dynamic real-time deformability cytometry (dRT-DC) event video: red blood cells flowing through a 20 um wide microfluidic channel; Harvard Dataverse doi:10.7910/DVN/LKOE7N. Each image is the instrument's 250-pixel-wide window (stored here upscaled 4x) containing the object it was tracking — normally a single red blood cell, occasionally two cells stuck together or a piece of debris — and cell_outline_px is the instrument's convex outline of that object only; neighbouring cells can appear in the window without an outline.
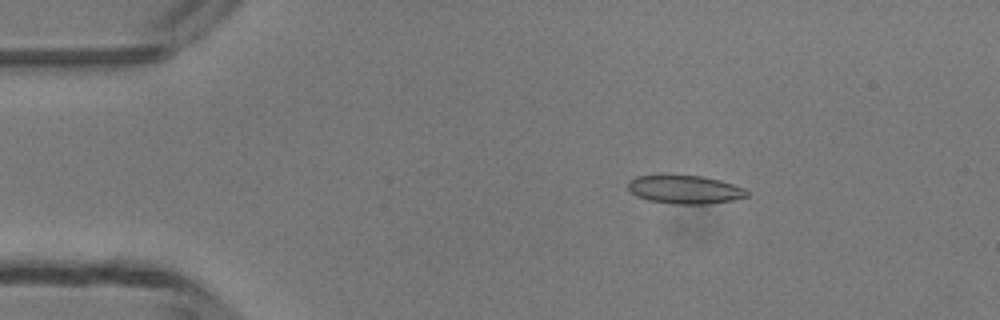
{"species": "common noctule bat (a hibernating species)", "species_latin": "Nyctalus noctula", "temperature_condition": "room temperature", "stored_images_in_passage": 42, "camera_frame_rate_fps": 3000, "um_per_image_px": 0.085, "animal": {"sex": "male", "body_mass_g": 13.3}, "frame": {"image": 1, "passage_image": 1, "time_ms": 0.0, "image_size_px": [1000, 320], "cell_outline_px": [[748, 196], [732, 200], [704, 204], [672, 204], [648, 200], [636, 196], [628, 192], [628, 180], [636, 176], [660, 172], [704, 176], [720, 180], [744, 188], [748, 192]], "centroid_in_image_um": [58.11, 16.06], "position_along_channel_um": 26.9, "area_um2": 20.58}}
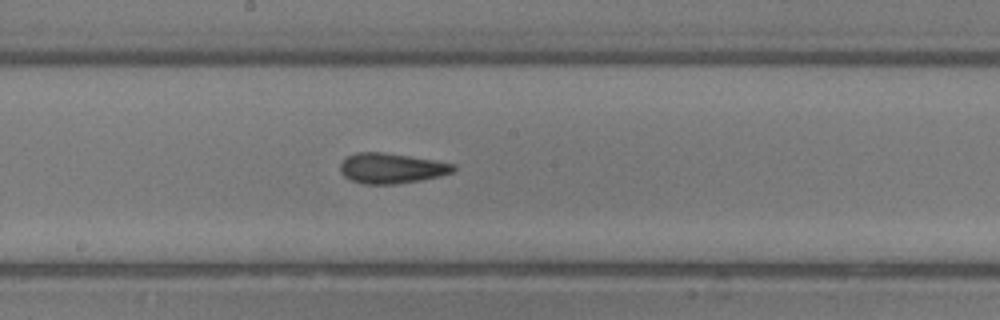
{"frame": {"image": 2, "passage_image": 19, "time_ms": 6.0, "image_size_px": [1000, 320], "cell_outline_px": [[456, 168], [452, 172], [440, 176], [420, 180], [396, 184], [364, 184], [352, 180], [344, 176], [340, 172], [340, 164], [348, 156], [356, 152], [380, 152], [408, 156], [456, 164]], "centroid_in_image_um": [33.26, 14.31], "position_along_channel_um": 214.9, "area_um2": 19.77}}
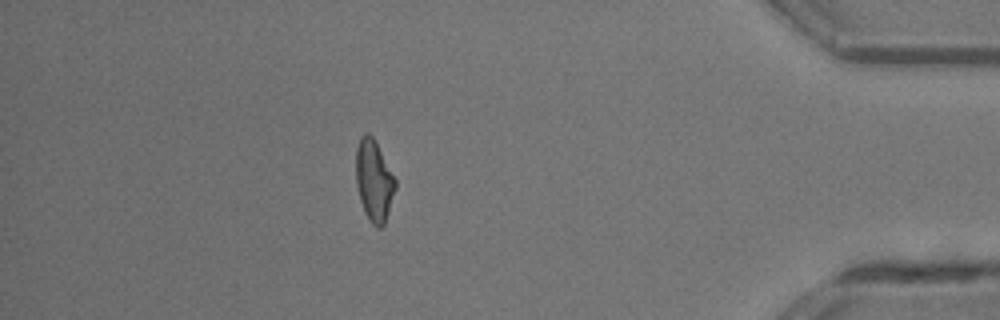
{"frame": {"image": 3, "passage_image": 36, "time_ms": 11.667, "image_size_px": [1000, 320], "cell_outline_px": [[396, 188], [384, 224], [380, 228], [376, 228], [372, 224], [364, 212], [360, 200], [356, 184], [356, 148], [360, 136], [364, 132], [368, 132], [372, 136], [396, 180]], "centroid_in_image_um": [31.77, 15.35], "position_along_channel_um": 403.4, "area_um2": 18.55}, "authors_computed_cell_mechanics": {"area_um2": 19.4497, "velocity_mm_per_s": 4.1706, "shape_relaxation_time_tau1_ms": 4.3432, "shape_relaxation_time_tau2_ms": 2.5807, "deformation_change_tau1": 0.1445, "deformation_change_tau2": 0.1048}}